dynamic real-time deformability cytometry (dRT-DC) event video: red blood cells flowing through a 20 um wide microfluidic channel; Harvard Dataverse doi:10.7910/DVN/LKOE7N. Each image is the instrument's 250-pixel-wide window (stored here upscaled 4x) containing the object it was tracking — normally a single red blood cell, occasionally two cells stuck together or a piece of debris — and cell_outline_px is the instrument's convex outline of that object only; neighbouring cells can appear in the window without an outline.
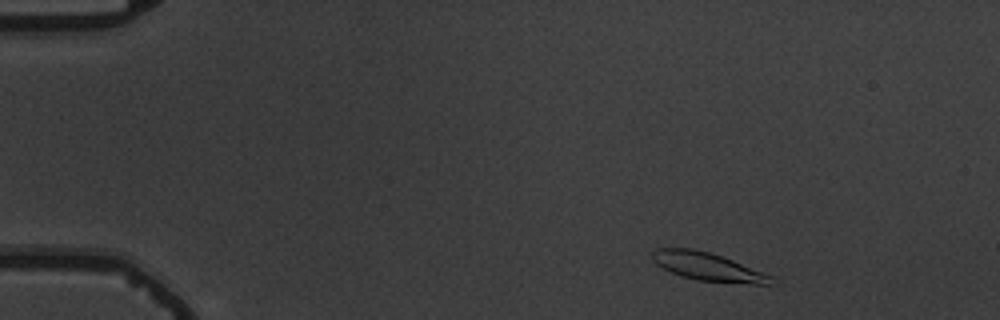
{"species": "common noctule bat (a hibernating species)", "species_latin": "Nyctalus noctula", "temperature_condition": "warm", "stored_images_in_passage": 6, "camera_frame_rate_fps": 3000, "um_per_image_px": 0.085, "animal": {"sex": "male", "body_mass_g": 19.5, "forearm_length_mm": 54.6}, "frame": {"image": 1, "passage_image": 1, "time_ms": 0.0, "image_size_px": [1000, 320], "cell_outline_px": [[776, 284], [752, 284], [696, 280], [672, 272], [656, 264], [652, 260], [652, 252], [656, 248], [692, 248], [708, 252], [732, 260], [772, 276]], "centroid_in_image_um": [60.16, 22.67], "position_along_channel_um": 24.8, "area_um2": 19.19}}
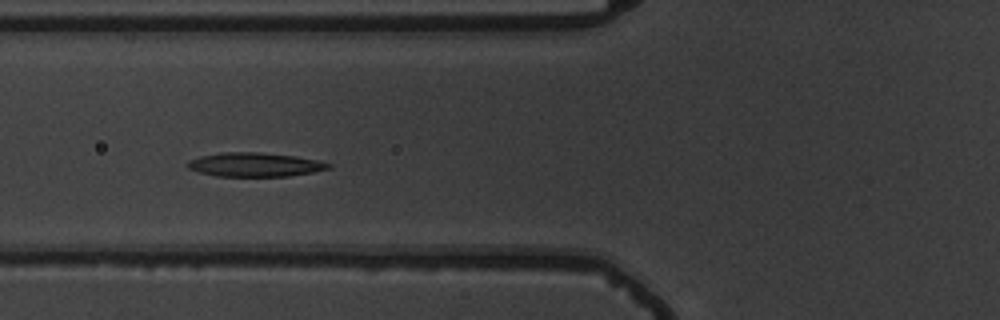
{"frame": {"image": 2, "passage_image": 5, "time_ms": 4.667, "image_size_px": [1000, 320], "cell_outline_px": [[332, 168], [312, 172], [288, 176], [216, 176], [200, 172], [188, 168], [184, 164], [188, 160], [200, 156], [220, 152], [260, 152], [296, 156], [320, 160], [332, 164]], "centroid_in_image_um": [21.66, 13.98], "position_along_channel_um": 104.1, "area_um2": 19.88}}
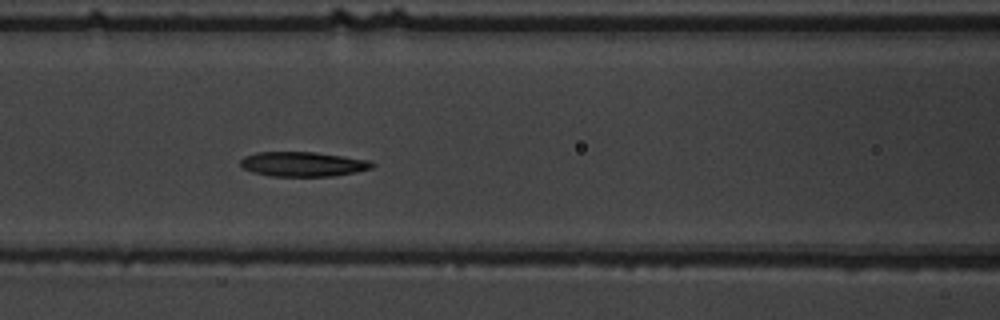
{"frame": {"image": 3, "passage_image": 6, "time_ms": 5.667, "image_size_px": [1000, 320], "cell_outline_px": [[376, 164], [372, 168], [356, 172], [336, 176], [268, 176], [252, 172], [244, 168], [240, 164], [240, 160], [244, 156], [256, 152], [316, 152], [368, 160]], "centroid_in_image_um": [25.74, 13.95], "position_along_channel_um": 140.9, "area_um2": 19.02}}